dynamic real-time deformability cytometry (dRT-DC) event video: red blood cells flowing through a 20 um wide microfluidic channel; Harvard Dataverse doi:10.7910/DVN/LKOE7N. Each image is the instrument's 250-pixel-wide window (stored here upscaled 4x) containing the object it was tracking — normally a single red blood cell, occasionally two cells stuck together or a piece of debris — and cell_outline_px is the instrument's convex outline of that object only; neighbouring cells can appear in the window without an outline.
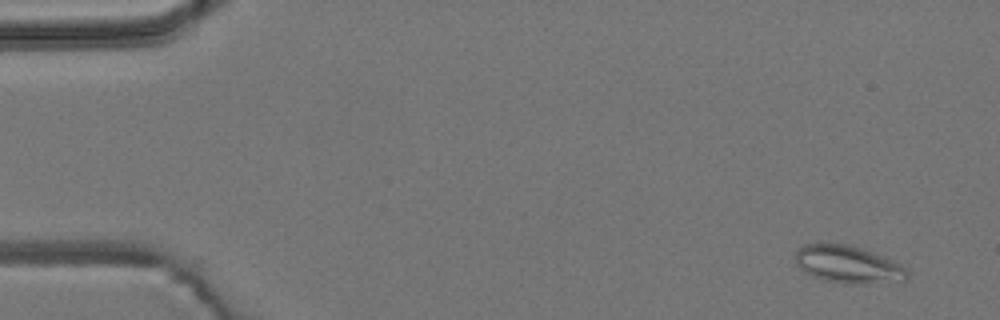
{"species": "common noctule bat (a hibernating species)", "species_latin": "Nyctalus noctula", "temperature_condition": "room temperature", "stored_images_in_passage": 53, "camera_frame_rate_fps": 3000, "um_per_image_px": 0.085, "animal": {"sex": "male", "body_mass_g": 19.2, "forearm_length_mm": 51.8}, "frame": {"image": 1, "passage_image": 2, "time_ms": 0.333, "image_size_px": [1000, 320], "cell_outline_px": [[908, 276], [904, 280], [856, 284], [844, 284], [824, 280], [812, 276], [804, 272], [796, 264], [796, 252], [804, 244], [820, 240], [848, 244], [884, 256], [900, 264], [908, 272]], "centroid_in_image_um": [72.01, 22.44], "position_along_channel_um": 13.0, "area_um2": 24.8}}
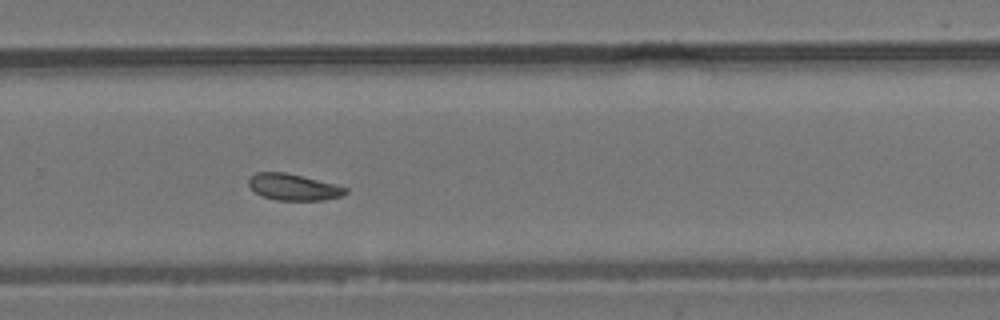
{"frame": {"image": 2, "passage_image": 35, "time_ms": 11.333, "image_size_px": [1000, 320], "cell_outline_px": [[348, 192], [340, 196], [324, 200], [276, 200], [260, 196], [248, 184], [248, 180], [256, 172], [284, 172], [336, 184], [348, 188]], "centroid_in_image_um": [24.95, 15.91], "position_along_channel_um": 304.9, "area_um2": 14.85}}
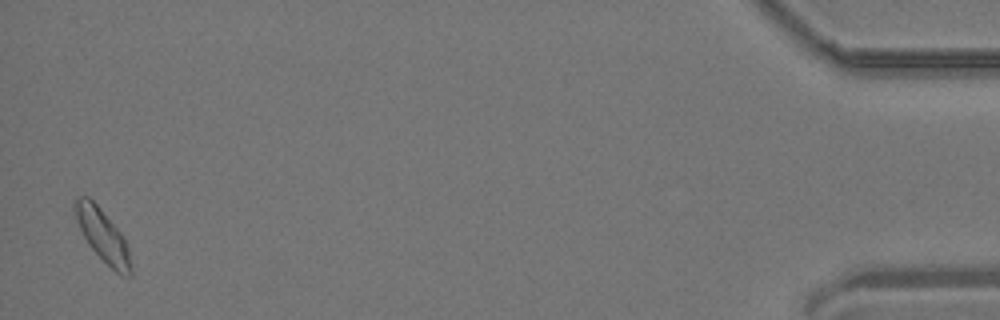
{"frame": {"image": 3, "passage_image": 52, "time_ms": 17.0, "image_size_px": [1000, 320], "cell_outline_px": [[132, 276], [128, 276], [116, 272], [88, 244], [76, 220], [72, 208], [72, 204], [76, 196], [88, 196], [96, 204], [124, 236], [128, 248], [132, 268]], "centroid_in_image_um": [8.71, 19.97], "position_along_channel_um": 426.5, "area_um2": 16.94}, "authors_computed_cell_mechanics": {"area_um2": 15.8372, "velocity_mm_per_s": 3.7933, "shape_relaxation_time_tau1_ms": null, "shape_relaxation_time_tau2_ms": 5.7162, "deformation_change_tau1": null, "deformation_change_tau2": 0.0985}}